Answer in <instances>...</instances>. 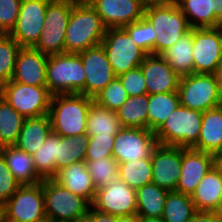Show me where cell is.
<instances>
[{"label":"cell","instance_id":"6da1fadb","mask_svg":"<svg viewBox=\"0 0 222 222\" xmlns=\"http://www.w3.org/2000/svg\"><path fill=\"white\" fill-rule=\"evenodd\" d=\"M106 27L90 3L77 1L65 32V53H79L101 45Z\"/></svg>","mask_w":222,"mask_h":222},{"label":"cell","instance_id":"7a4b0ae2","mask_svg":"<svg viewBox=\"0 0 222 222\" xmlns=\"http://www.w3.org/2000/svg\"><path fill=\"white\" fill-rule=\"evenodd\" d=\"M93 102V98L83 94L52 95L48 114L52 132L61 137L86 134V120Z\"/></svg>","mask_w":222,"mask_h":222},{"label":"cell","instance_id":"3957f363","mask_svg":"<svg viewBox=\"0 0 222 222\" xmlns=\"http://www.w3.org/2000/svg\"><path fill=\"white\" fill-rule=\"evenodd\" d=\"M46 78L52 95H85V72L79 53L49 55Z\"/></svg>","mask_w":222,"mask_h":222},{"label":"cell","instance_id":"277c9868","mask_svg":"<svg viewBox=\"0 0 222 222\" xmlns=\"http://www.w3.org/2000/svg\"><path fill=\"white\" fill-rule=\"evenodd\" d=\"M203 112L179 105L154 133L158 144L193 148L201 131Z\"/></svg>","mask_w":222,"mask_h":222},{"label":"cell","instance_id":"5b68a950","mask_svg":"<svg viewBox=\"0 0 222 222\" xmlns=\"http://www.w3.org/2000/svg\"><path fill=\"white\" fill-rule=\"evenodd\" d=\"M144 17L151 23L156 33L155 55H161L171 48L191 29L187 18L177 4L145 7Z\"/></svg>","mask_w":222,"mask_h":222},{"label":"cell","instance_id":"8992f818","mask_svg":"<svg viewBox=\"0 0 222 222\" xmlns=\"http://www.w3.org/2000/svg\"><path fill=\"white\" fill-rule=\"evenodd\" d=\"M46 217L53 222H71L88 214L91 204L53 179H43Z\"/></svg>","mask_w":222,"mask_h":222},{"label":"cell","instance_id":"52a82bcc","mask_svg":"<svg viewBox=\"0 0 222 222\" xmlns=\"http://www.w3.org/2000/svg\"><path fill=\"white\" fill-rule=\"evenodd\" d=\"M76 0H51L45 13L42 33L35 49L45 55L65 53V32Z\"/></svg>","mask_w":222,"mask_h":222},{"label":"cell","instance_id":"ba28073f","mask_svg":"<svg viewBox=\"0 0 222 222\" xmlns=\"http://www.w3.org/2000/svg\"><path fill=\"white\" fill-rule=\"evenodd\" d=\"M4 98L25 119L49 114L52 94L47 86H33L10 80L0 86Z\"/></svg>","mask_w":222,"mask_h":222},{"label":"cell","instance_id":"9c48e42d","mask_svg":"<svg viewBox=\"0 0 222 222\" xmlns=\"http://www.w3.org/2000/svg\"><path fill=\"white\" fill-rule=\"evenodd\" d=\"M116 76L138 68L147 55L124 28H108L101 42Z\"/></svg>","mask_w":222,"mask_h":222},{"label":"cell","instance_id":"30bf717a","mask_svg":"<svg viewBox=\"0 0 222 222\" xmlns=\"http://www.w3.org/2000/svg\"><path fill=\"white\" fill-rule=\"evenodd\" d=\"M178 94L180 105L205 112L222 105L213 74L192 73L180 77Z\"/></svg>","mask_w":222,"mask_h":222},{"label":"cell","instance_id":"8fae6325","mask_svg":"<svg viewBox=\"0 0 222 222\" xmlns=\"http://www.w3.org/2000/svg\"><path fill=\"white\" fill-rule=\"evenodd\" d=\"M1 214L9 222H38L46 217L42 181L21 185L1 206Z\"/></svg>","mask_w":222,"mask_h":222},{"label":"cell","instance_id":"7c38bea8","mask_svg":"<svg viewBox=\"0 0 222 222\" xmlns=\"http://www.w3.org/2000/svg\"><path fill=\"white\" fill-rule=\"evenodd\" d=\"M193 73L213 74L222 61V29L191 28Z\"/></svg>","mask_w":222,"mask_h":222},{"label":"cell","instance_id":"4fadbf2b","mask_svg":"<svg viewBox=\"0 0 222 222\" xmlns=\"http://www.w3.org/2000/svg\"><path fill=\"white\" fill-rule=\"evenodd\" d=\"M158 145L154 132L149 129L123 127L114 139L112 155L119 163L151 158Z\"/></svg>","mask_w":222,"mask_h":222},{"label":"cell","instance_id":"5bb4252c","mask_svg":"<svg viewBox=\"0 0 222 222\" xmlns=\"http://www.w3.org/2000/svg\"><path fill=\"white\" fill-rule=\"evenodd\" d=\"M51 0H22L16 23L9 35L20 47H35L39 41L48 3Z\"/></svg>","mask_w":222,"mask_h":222},{"label":"cell","instance_id":"9a60e30c","mask_svg":"<svg viewBox=\"0 0 222 222\" xmlns=\"http://www.w3.org/2000/svg\"><path fill=\"white\" fill-rule=\"evenodd\" d=\"M91 207L99 212L115 216L136 214V190L117 178L108 185L96 189Z\"/></svg>","mask_w":222,"mask_h":222},{"label":"cell","instance_id":"2e32d148","mask_svg":"<svg viewBox=\"0 0 222 222\" xmlns=\"http://www.w3.org/2000/svg\"><path fill=\"white\" fill-rule=\"evenodd\" d=\"M85 72V96L94 98L115 75L102 45L79 52Z\"/></svg>","mask_w":222,"mask_h":222},{"label":"cell","instance_id":"e0dca14e","mask_svg":"<svg viewBox=\"0 0 222 222\" xmlns=\"http://www.w3.org/2000/svg\"><path fill=\"white\" fill-rule=\"evenodd\" d=\"M183 148L158 144L152 154V182L168 191H176L181 174Z\"/></svg>","mask_w":222,"mask_h":222},{"label":"cell","instance_id":"ac0fdd59","mask_svg":"<svg viewBox=\"0 0 222 222\" xmlns=\"http://www.w3.org/2000/svg\"><path fill=\"white\" fill-rule=\"evenodd\" d=\"M90 5L97 11L106 29L123 28L140 20L145 9L140 0H92Z\"/></svg>","mask_w":222,"mask_h":222},{"label":"cell","instance_id":"d6986e66","mask_svg":"<svg viewBox=\"0 0 222 222\" xmlns=\"http://www.w3.org/2000/svg\"><path fill=\"white\" fill-rule=\"evenodd\" d=\"M215 155L183 148L181 174L176 191L192 196L203 177L214 167Z\"/></svg>","mask_w":222,"mask_h":222},{"label":"cell","instance_id":"ffe728a7","mask_svg":"<svg viewBox=\"0 0 222 222\" xmlns=\"http://www.w3.org/2000/svg\"><path fill=\"white\" fill-rule=\"evenodd\" d=\"M139 67L145 78L148 95L178 91L180 76L161 55L147 54Z\"/></svg>","mask_w":222,"mask_h":222},{"label":"cell","instance_id":"44dd1931","mask_svg":"<svg viewBox=\"0 0 222 222\" xmlns=\"http://www.w3.org/2000/svg\"><path fill=\"white\" fill-rule=\"evenodd\" d=\"M48 55L34 47H21L16 56L12 81L33 86H47Z\"/></svg>","mask_w":222,"mask_h":222},{"label":"cell","instance_id":"7402d4cb","mask_svg":"<svg viewBox=\"0 0 222 222\" xmlns=\"http://www.w3.org/2000/svg\"><path fill=\"white\" fill-rule=\"evenodd\" d=\"M52 179L92 204L96 187L93 184L85 161L73 163L70 166L61 168Z\"/></svg>","mask_w":222,"mask_h":222},{"label":"cell","instance_id":"603a6c76","mask_svg":"<svg viewBox=\"0 0 222 222\" xmlns=\"http://www.w3.org/2000/svg\"><path fill=\"white\" fill-rule=\"evenodd\" d=\"M222 146V105L203 112L201 131L193 149L215 155Z\"/></svg>","mask_w":222,"mask_h":222},{"label":"cell","instance_id":"cb8c5ba5","mask_svg":"<svg viewBox=\"0 0 222 222\" xmlns=\"http://www.w3.org/2000/svg\"><path fill=\"white\" fill-rule=\"evenodd\" d=\"M0 153L4 156L12 175L21 185L43 181V178L36 172L31 154L23 152L14 145L1 147Z\"/></svg>","mask_w":222,"mask_h":222},{"label":"cell","instance_id":"d4e9b609","mask_svg":"<svg viewBox=\"0 0 222 222\" xmlns=\"http://www.w3.org/2000/svg\"><path fill=\"white\" fill-rule=\"evenodd\" d=\"M51 131V120L48 114L26 118L14 146L33 155L43 145Z\"/></svg>","mask_w":222,"mask_h":222},{"label":"cell","instance_id":"484cf974","mask_svg":"<svg viewBox=\"0 0 222 222\" xmlns=\"http://www.w3.org/2000/svg\"><path fill=\"white\" fill-rule=\"evenodd\" d=\"M221 196L222 179L213 167L200 181L191 198L197 211L215 212Z\"/></svg>","mask_w":222,"mask_h":222},{"label":"cell","instance_id":"4316f807","mask_svg":"<svg viewBox=\"0 0 222 222\" xmlns=\"http://www.w3.org/2000/svg\"><path fill=\"white\" fill-rule=\"evenodd\" d=\"M177 5L191 28H214L221 25L214 14V0H179Z\"/></svg>","mask_w":222,"mask_h":222},{"label":"cell","instance_id":"83f0119b","mask_svg":"<svg viewBox=\"0 0 222 222\" xmlns=\"http://www.w3.org/2000/svg\"><path fill=\"white\" fill-rule=\"evenodd\" d=\"M193 36L189 31L180 37L177 42L164 51L161 56L168 65L180 76L193 73Z\"/></svg>","mask_w":222,"mask_h":222},{"label":"cell","instance_id":"f1b7e54d","mask_svg":"<svg viewBox=\"0 0 222 222\" xmlns=\"http://www.w3.org/2000/svg\"><path fill=\"white\" fill-rule=\"evenodd\" d=\"M179 105L178 91L150 94L147 117L148 129L155 133Z\"/></svg>","mask_w":222,"mask_h":222},{"label":"cell","instance_id":"f546056e","mask_svg":"<svg viewBox=\"0 0 222 222\" xmlns=\"http://www.w3.org/2000/svg\"><path fill=\"white\" fill-rule=\"evenodd\" d=\"M169 191L153 182L136 190L137 212L140 217H161Z\"/></svg>","mask_w":222,"mask_h":222},{"label":"cell","instance_id":"4dcf8cb0","mask_svg":"<svg viewBox=\"0 0 222 222\" xmlns=\"http://www.w3.org/2000/svg\"><path fill=\"white\" fill-rule=\"evenodd\" d=\"M88 144V134L66 137L58 135L56 173L61 168L70 166L73 163L85 161Z\"/></svg>","mask_w":222,"mask_h":222},{"label":"cell","instance_id":"1f68e13d","mask_svg":"<svg viewBox=\"0 0 222 222\" xmlns=\"http://www.w3.org/2000/svg\"><path fill=\"white\" fill-rule=\"evenodd\" d=\"M148 103L149 95L129 96L116 110V115L122 127L148 129Z\"/></svg>","mask_w":222,"mask_h":222},{"label":"cell","instance_id":"d6a6232c","mask_svg":"<svg viewBox=\"0 0 222 222\" xmlns=\"http://www.w3.org/2000/svg\"><path fill=\"white\" fill-rule=\"evenodd\" d=\"M86 134L115 136L123 127L115 111L103 108L93 102L87 116Z\"/></svg>","mask_w":222,"mask_h":222},{"label":"cell","instance_id":"836d02e7","mask_svg":"<svg viewBox=\"0 0 222 222\" xmlns=\"http://www.w3.org/2000/svg\"><path fill=\"white\" fill-rule=\"evenodd\" d=\"M196 212L191 196L169 191L161 218L164 222H190Z\"/></svg>","mask_w":222,"mask_h":222},{"label":"cell","instance_id":"e575fe53","mask_svg":"<svg viewBox=\"0 0 222 222\" xmlns=\"http://www.w3.org/2000/svg\"><path fill=\"white\" fill-rule=\"evenodd\" d=\"M25 118L0 97V148L14 145Z\"/></svg>","mask_w":222,"mask_h":222},{"label":"cell","instance_id":"d590c367","mask_svg":"<svg viewBox=\"0 0 222 222\" xmlns=\"http://www.w3.org/2000/svg\"><path fill=\"white\" fill-rule=\"evenodd\" d=\"M118 178L126 185L137 190L152 182L151 158L131 160L118 164Z\"/></svg>","mask_w":222,"mask_h":222},{"label":"cell","instance_id":"8d00e7d4","mask_svg":"<svg viewBox=\"0 0 222 222\" xmlns=\"http://www.w3.org/2000/svg\"><path fill=\"white\" fill-rule=\"evenodd\" d=\"M57 151L58 134L51 131L43 145L32 155L36 172L43 179H52L56 175Z\"/></svg>","mask_w":222,"mask_h":222},{"label":"cell","instance_id":"74e56055","mask_svg":"<svg viewBox=\"0 0 222 222\" xmlns=\"http://www.w3.org/2000/svg\"><path fill=\"white\" fill-rule=\"evenodd\" d=\"M85 162L96 189L108 185L118 178V162L113 156L85 160Z\"/></svg>","mask_w":222,"mask_h":222},{"label":"cell","instance_id":"f35d334b","mask_svg":"<svg viewBox=\"0 0 222 222\" xmlns=\"http://www.w3.org/2000/svg\"><path fill=\"white\" fill-rule=\"evenodd\" d=\"M20 45L9 34H0V86L12 79Z\"/></svg>","mask_w":222,"mask_h":222},{"label":"cell","instance_id":"ab89813d","mask_svg":"<svg viewBox=\"0 0 222 222\" xmlns=\"http://www.w3.org/2000/svg\"><path fill=\"white\" fill-rule=\"evenodd\" d=\"M123 28L146 54L155 55L156 33L151 23L144 16Z\"/></svg>","mask_w":222,"mask_h":222},{"label":"cell","instance_id":"60d3db41","mask_svg":"<svg viewBox=\"0 0 222 222\" xmlns=\"http://www.w3.org/2000/svg\"><path fill=\"white\" fill-rule=\"evenodd\" d=\"M128 97L125 88L116 77L93 100L99 106L116 112Z\"/></svg>","mask_w":222,"mask_h":222},{"label":"cell","instance_id":"b9f144b4","mask_svg":"<svg viewBox=\"0 0 222 222\" xmlns=\"http://www.w3.org/2000/svg\"><path fill=\"white\" fill-rule=\"evenodd\" d=\"M115 136L95 135L89 136V144L85 160H97L104 157H111Z\"/></svg>","mask_w":222,"mask_h":222},{"label":"cell","instance_id":"7bdbcfd3","mask_svg":"<svg viewBox=\"0 0 222 222\" xmlns=\"http://www.w3.org/2000/svg\"><path fill=\"white\" fill-rule=\"evenodd\" d=\"M20 186L21 184L12 175L4 156L0 153V206L9 200Z\"/></svg>","mask_w":222,"mask_h":222},{"label":"cell","instance_id":"ee69618b","mask_svg":"<svg viewBox=\"0 0 222 222\" xmlns=\"http://www.w3.org/2000/svg\"><path fill=\"white\" fill-rule=\"evenodd\" d=\"M117 78L125 88L128 96L147 94L145 78L140 67L127 71Z\"/></svg>","mask_w":222,"mask_h":222},{"label":"cell","instance_id":"f6af8a7d","mask_svg":"<svg viewBox=\"0 0 222 222\" xmlns=\"http://www.w3.org/2000/svg\"><path fill=\"white\" fill-rule=\"evenodd\" d=\"M22 0H0V34H9L18 17Z\"/></svg>","mask_w":222,"mask_h":222},{"label":"cell","instance_id":"bcb514c9","mask_svg":"<svg viewBox=\"0 0 222 222\" xmlns=\"http://www.w3.org/2000/svg\"><path fill=\"white\" fill-rule=\"evenodd\" d=\"M190 222H222L215 212L197 211Z\"/></svg>","mask_w":222,"mask_h":222},{"label":"cell","instance_id":"7dc6e473","mask_svg":"<svg viewBox=\"0 0 222 222\" xmlns=\"http://www.w3.org/2000/svg\"><path fill=\"white\" fill-rule=\"evenodd\" d=\"M94 222H117V216L105 214L94 209Z\"/></svg>","mask_w":222,"mask_h":222},{"label":"cell","instance_id":"c3c4849f","mask_svg":"<svg viewBox=\"0 0 222 222\" xmlns=\"http://www.w3.org/2000/svg\"><path fill=\"white\" fill-rule=\"evenodd\" d=\"M179 0H140L144 7L151 5H174L178 4Z\"/></svg>","mask_w":222,"mask_h":222},{"label":"cell","instance_id":"681fc988","mask_svg":"<svg viewBox=\"0 0 222 222\" xmlns=\"http://www.w3.org/2000/svg\"><path fill=\"white\" fill-rule=\"evenodd\" d=\"M213 75L215 77V80H216V83H217L218 92H219L220 98L222 100V61L218 65L216 70L214 71Z\"/></svg>","mask_w":222,"mask_h":222},{"label":"cell","instance_id":"f907efd6","mask_svg":"<svg viewBox=\"0 0 222 222\" xmlns=\"http://www.w3.org/2000/svg\"><path fill=\"white\" fill-rule=\"evenodd\" d=\"M215 17L222 23V0H214Z\"/></svg>","mask_w":222,"mask_h":222},{"label":"cell","instance_id":"816d5d0a","mask_svg":"<svg viewBox=\"0 0 222 222\" xmlns=\"http://www.w3.org/2000/svg\"><path fill=\"white\" fill-rule=\"evenodd\" d=\"M71 222H94V209L90 207L88 214Z\"/></svg>","mask_w":222,"mask_h":222},{"label":"cell","instance_id":"f5cc1de1","mask_svg":"<svg viewBox=\"0 0 222 222\" xmlns=\"http://www.w3.org/2000/svg\"><path fill=\"white\" fill-rule=\"evenodd\" d=\"M117 222H139V215L117 216Z\"/></svg>","mask_w":222,"mask_h":222},{"label":"cell","instance_id":"db71d44e","mask_svg":"<svg viewBox=\"0 0 222 222\" xmlns=\"http://www.w3.org/2000/svg\"><path fill=\"white\" fill-rule=\"evenodd\" d=\"M214 167L219 172L220 177L222 179V157L219 156L214 157Z\"/></svg>","mask_w":222,"mask_h":222},{"label":"cell","instance_id":"11a10c76","mask_svg":"<svg viewBox=\"0 0 222 222\" xmlns=\"http://www.w3.org/2000/svg\"><path fill=\"white\" fill-rule=\"evenodd\" d=\"M139 222H164L161 217H140Z\"/></svg>","mask_w":222,"mask_h":222},{"label":"cell","instance_id":"9f6ffc18","mask_svg":"<svg viewBox=\"0 0 222 222\" xmlns=\"http://www.w3.org/2000/svg\"><path fill=\"white\" fill-rule=\"evenodd\" d=\"M215 213L222 218V196L218 208L215 210Z\"/></svg>","mask_w":222,"mask_h":222},{"label":"cell","instance_id":"6f0895ef","mask_svg":"<svg viewBox=\"0 0 222 222\" xmlns=\"http://www.w3.org/2000/svg\"><path fill=\"white\" fill-rule=\"evenodd\" d=\"M0 222H9L2 214L0 215Z\"/></svg>","mask_w":222,"mask_h":222},{"label":"cell","instance_id":"680465c9","mask_svg":"<svg viewBox=\"0 0 222 222\" xmlns=\"http://www.w3.org/2000/svg\"><path fill=\"white\" fill-rule=\"evenodd\" d=\"M215 156L222 157V146H221L220 150L215 154Z\"/></svg>","mask_w":222,"mask_h":222},{"label":"cell","instance_id":"91938a15","mask_svg":"<svg viewBox=\"0 0 222 222\" xmlns=\"http://www.w3.org/2000/svg\"><path fill=\"white\" fill-rule=\"evenodd\" d=\"M38 222H53V221L50 220L49 218H45V219H43V220H41V221H38Z\"/></svg>","mask_w":222,"mask_h":222},{"label":"cell","instance_id":"94428289","mask_svg":"<svg viewBox=\"0 0 222 222\" xmlns=\"http://www.w3.org/2000/svg\"><path fill=\"white\" fill-rule=\"evenodd\" d=\"M79 1L90 3L92 0H79Z\"/></svg>","mask_w":222,"mask_h":222}]
</instances>
